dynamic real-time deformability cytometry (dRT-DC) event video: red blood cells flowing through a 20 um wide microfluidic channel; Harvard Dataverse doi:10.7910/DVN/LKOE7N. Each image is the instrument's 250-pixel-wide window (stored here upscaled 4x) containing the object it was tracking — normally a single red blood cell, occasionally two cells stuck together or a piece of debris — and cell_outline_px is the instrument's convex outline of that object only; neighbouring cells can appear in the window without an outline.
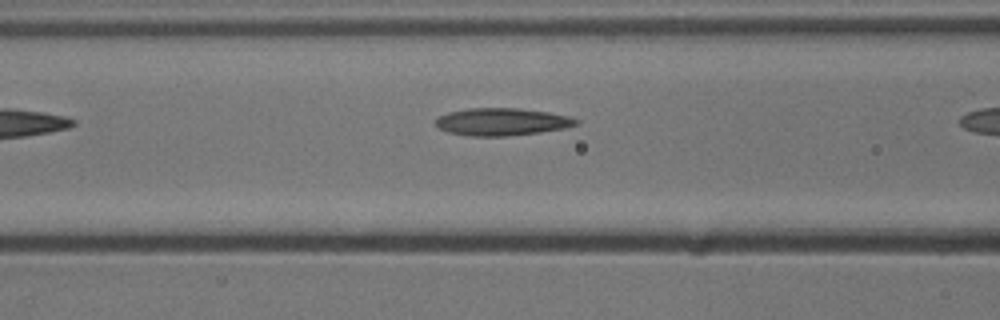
{"species": "common noctule bat (a hibernating species)", "species_latin": "Nyctalus noctula", "temperature_condition": "cold", "stored_images_in_passage": 6, "camera_frame_rate_fps": 3000, "um_per_image_px": 0.085, "animal": {"sex": "male", "body_mass_g": 13.3}, "frame": {"image": 1, "passage_image": 5, "time_ms": 1.333, "image_size_px": [1000, 320], "cell_outline_px": [[580, 120], [576, 124], [564, 128], [540, 132], [504, 136], [468, 136], [448, 132], [440, 128], [436, 124], [436, 120], [440, 116], [448, 112], [468, 108], [520, 108], [548, 112], [572, 116]], "centroid_in_image_um": [42.68, 10.34], "position_along_channel_um": 123.9, "area_um2": 22.43}}